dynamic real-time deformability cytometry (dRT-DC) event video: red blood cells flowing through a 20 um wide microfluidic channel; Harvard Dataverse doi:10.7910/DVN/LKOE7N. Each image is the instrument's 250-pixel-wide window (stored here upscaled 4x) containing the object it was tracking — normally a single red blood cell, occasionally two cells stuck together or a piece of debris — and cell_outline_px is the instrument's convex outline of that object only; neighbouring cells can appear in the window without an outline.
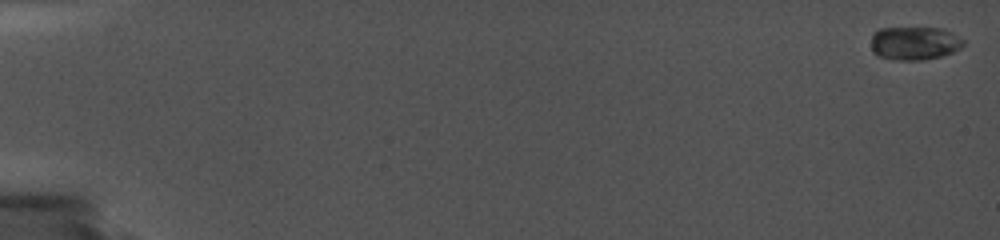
{"species": "common noctule bat (a hibernating species)", "species_latin": "Nyctalus noctula", "temperature_condition": "cold", "stored_images_in_passage": 4, "camera_frame_rate_fps": 5000, "um_per_image_px": 0.085, "animal": {"sex": "female", "body_mass_g": 19.0, "forearm_length_mm": 56.7}, "frame": {"image": 1, "passage_image": 1, "time_ms": 0.0, "image_size_px": [1000, 240], "cell_outline_px": [[964, 44], [960, 48], [952, 52], [940, 56], [924, 60], [896, 60], [876, 56], [872, 52], [872, 32], [880, 28], [940, 28], [952, 32], [964, 40]], "centroid_in_image_um": [77.7, 3.67], "position_along_channel_um": 7.3, "area_um2": 18.09}}